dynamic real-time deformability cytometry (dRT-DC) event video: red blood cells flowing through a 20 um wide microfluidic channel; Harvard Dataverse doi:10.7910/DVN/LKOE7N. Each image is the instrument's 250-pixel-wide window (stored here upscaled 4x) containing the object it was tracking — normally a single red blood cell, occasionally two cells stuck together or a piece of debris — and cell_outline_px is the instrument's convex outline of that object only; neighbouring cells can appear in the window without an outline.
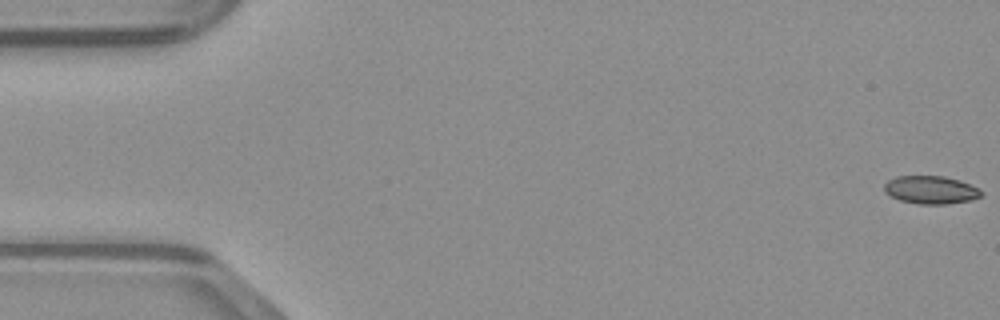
{"species": "common noctule bat (a hibernating species)", "species_latin": "Nyctalus noctula", "temperature_condition": "warm", "stored_images_in_passage": 10, "camera_frame_rate_fps": 3000, "um_per_image_px": 0.085, "animal": {"sex": "male", "body_mass_g": 23.1, "forearm_length_mm": 52.7}, "frame": {"image": 1, "passage_image": 1, "time_ms": 0.0, "image_size_px": [1000, 320], "cell_outline_px": [[980, 196], [968, 200], [948, 204], [916, 204], [900, 200], [892, 196], [884, 188], [884, 184], [888, 180], [896, 176], [944, 176], [968, 184], [976, 188], [980, 192]], "centroid_in_image_um": [79.06, 16.14], "position_along_channel_um": 5.9, "area_um2": 15.37}}